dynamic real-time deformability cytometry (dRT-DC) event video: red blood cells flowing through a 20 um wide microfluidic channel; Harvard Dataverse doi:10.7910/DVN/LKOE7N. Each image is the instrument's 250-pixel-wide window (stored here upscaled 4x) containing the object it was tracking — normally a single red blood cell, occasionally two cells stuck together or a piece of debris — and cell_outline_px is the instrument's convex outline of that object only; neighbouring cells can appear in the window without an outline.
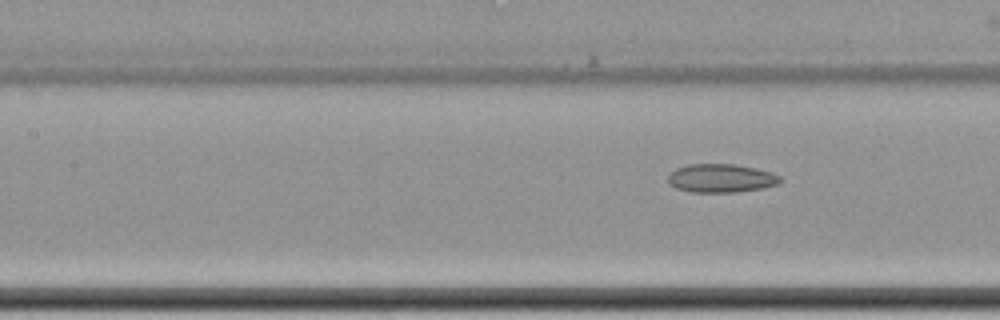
{"species": "common noctule bat (a hibernating species)", "species_latin": "Nyctalus noctula", "temperature_condition": "cold", "stored_images_in_passage": 5, "segment_of_instrument_passage": [2, 2], "camera_frame_rate_fps": 3000, "um_per_image_px": 0.085, "animal": {"sex": "female", "body_mass_g": 22.7, "forearm_length_mm": 54.2}, "frame": {"image": 1, "passage_image": 5, "time_ms": 5.0, "image_size_px": [1000, 320], "cell_outline_px": [[784, 180], [776, 184], [764, 188], [736, 192], [692, 192], [676, 188], [668, 184], [668, 176], [676, 168], [688, 164], [736, 164], [756, 168], [772, 172], [780, 176]], "centroid_in_image_um": [61.31, 15.14], "position_along_channel_um": 146.1, "area_um2": 18.79}}